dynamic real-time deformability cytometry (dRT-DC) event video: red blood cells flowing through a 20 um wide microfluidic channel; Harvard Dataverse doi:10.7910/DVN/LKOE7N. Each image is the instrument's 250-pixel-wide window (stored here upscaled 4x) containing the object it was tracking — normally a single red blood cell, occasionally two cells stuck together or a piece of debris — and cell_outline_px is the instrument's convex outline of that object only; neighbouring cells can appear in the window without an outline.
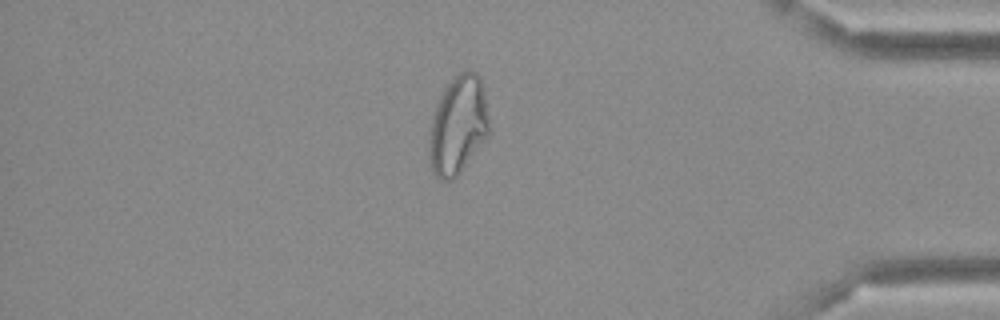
{"species": "Egyptian fruit bat (a non-hibernating species)", "species_latin": "Rousettus aegyptiacus", "temperature_condition": "cold", "stored_images_in_passage": 47, "camera_frame_rate_fps": 3000, "um_per_image_px": 0.085, "frame": {"image": 1, "passage_image": 40, "time_ms": 13.0, "image_size_px": [1000, 320], "cell_outline_px": [[488, 136], [460, 172], [452, 180], [440, 180], [432, 172], [428, 156], [428, 128], [436, 104], [444, 88], [460, 72], [476, 72], [480, 76], [484, 88], [488, 120]], "centroid_in_image_um": [38.89, 10.67], "position_along_channel_um": 396.3, "area_um2": 34.51}}